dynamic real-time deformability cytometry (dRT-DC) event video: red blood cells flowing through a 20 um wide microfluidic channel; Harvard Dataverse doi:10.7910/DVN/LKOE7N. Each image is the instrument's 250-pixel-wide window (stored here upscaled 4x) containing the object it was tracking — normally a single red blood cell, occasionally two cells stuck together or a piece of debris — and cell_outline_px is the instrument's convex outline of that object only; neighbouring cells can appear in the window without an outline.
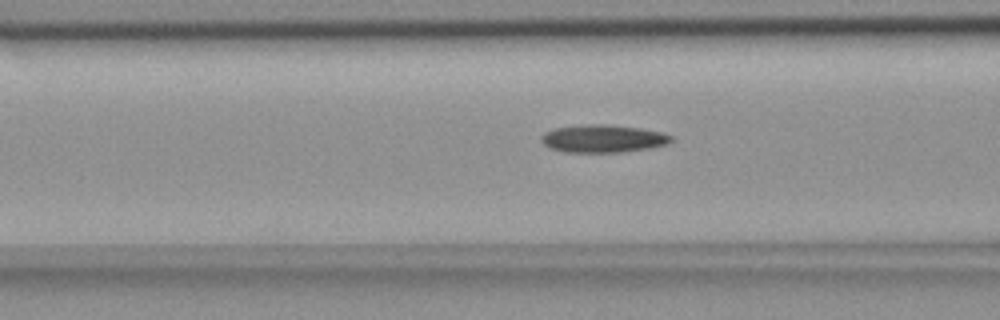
{"species": "common noctule bat (a hibernating species)", "species_latin": "Nyctalus noctula", "temperature_condition": "room temperature", "stored_images_in_passage": 36, "camera_frame_rate_fps": 3000, "um_per_image_px": 0.085, "animal": {"sex": "female", "body_mass_g": 18.4}, "frame": {"image": 1, "passage_image": 8, "time_ms": 2.333, "image_size_px": [1000, 320], "cell_outline_px": [[672, 140], [668, 144], [648, 148], [620, 152], [564, 152], [552, 148], [544, 144], [540, 140], [540, 136], [544, 132], [556, 128], [588, 124], [604, 124], [640, 128], [664, 132], [672, 136]], "centroid_in_image_um": [51.26, 11.78], "position_along_channel_um": 115.3, "area_um2": 20.92}}
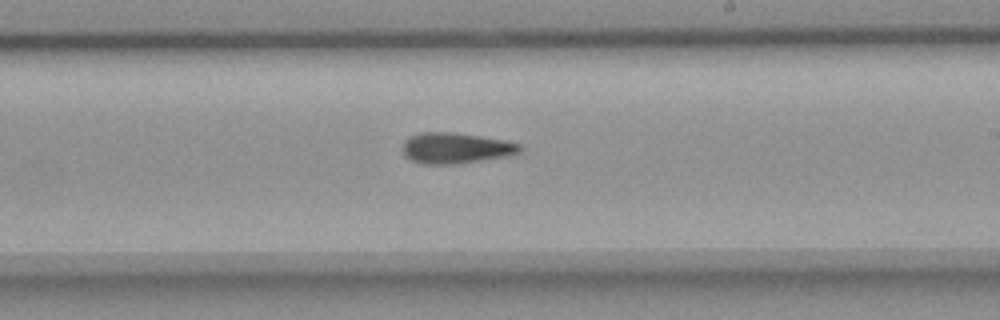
{"frame": {"image": 2, "passage_image": 19, "time_ms": 6.0, "image_size_px": [1000, 320], "cell_outline_px": [[524, 148], [520, 152], [508, 156], [452, 164], [424, 164], [412, 160], [404, 152], [404, 140], [420, 132], [452, 132], [480, 136], [504, 140], [520, 144]], "centroid_in_image_um": [38.78, 12.58], "position_along_channel_um": 250.2, "area_um2": 20.75}}
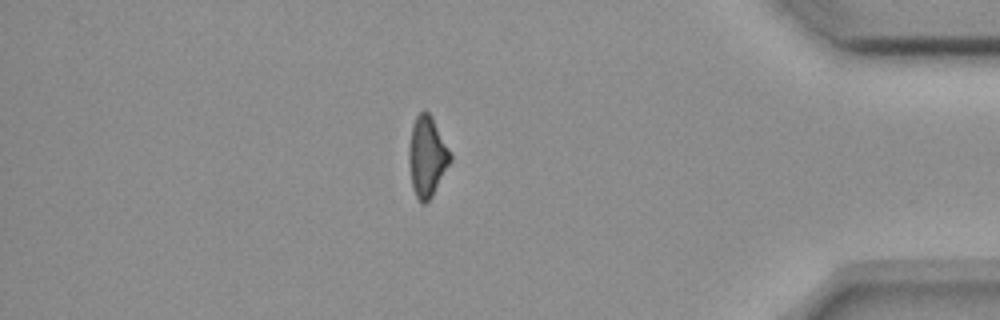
{"frame": {"image": 3, "passage_image": 34, "time_ms": 11.0, "image_size_px": [1000, 320], "cell_outline_px": [[452, 160], [432, 196], [424, 204], [420, 204], [412, 188], [408, 160], [408, 148], [412, 124], [416, 116], [420, 112], [428, 112], [432, 116], [452, 156]], "centroid_in_image_um": [36.28, 13.32], "position_along_channel_um": 398.9, "area_um2": 19.42}, "authors_computed_cell_mechanics": {"area_um2": 20.3167, "velocity_mm_per_s": 3.6938, "shape_relaxation_time_tau1_ms": null, "shape_relaxation_time_tau2_ms": 9.3241, "deformation_change_tau1": null, "deformation_change_tau2": 0.2346}}